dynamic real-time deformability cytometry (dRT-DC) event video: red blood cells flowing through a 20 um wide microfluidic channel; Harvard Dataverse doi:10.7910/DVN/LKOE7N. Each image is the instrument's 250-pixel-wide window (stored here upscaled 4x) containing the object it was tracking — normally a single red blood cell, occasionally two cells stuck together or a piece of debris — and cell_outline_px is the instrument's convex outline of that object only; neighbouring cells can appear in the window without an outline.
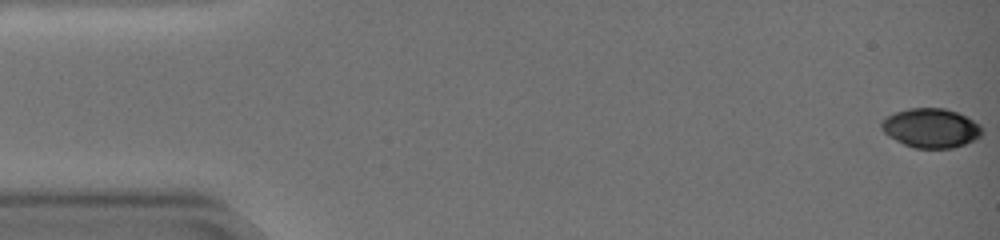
{"species": "common noctule bat (a hibernating species)", "species_latin": "Nyctalus noctula", "temperature_condition": "warm", "stored_images_in_passage": 57, "camera_frame_rate_fps": 3000, "um_per_image_px": 0.085, "animal": {"sex": "female", "body_mass_g": 19.0, "forearm_length_mm": 51.5}, "frame": {"image": 1, "passage_image": 1, "time_ms": 0.0, "image_size_px": [1000, 240], "cell_outline_px": [[984, 132], [976, 140], [952, 148], [916, 148], [904, 144], [888, 136], [880, 128], [880, 120], [896, 112], [908, 108], [944, 108], [956, 112], [980, 124]], "centroid_in_image_um": [79.12, 10.89], "position_along_channel_um": 5.9, "area_um2": 23.06}}
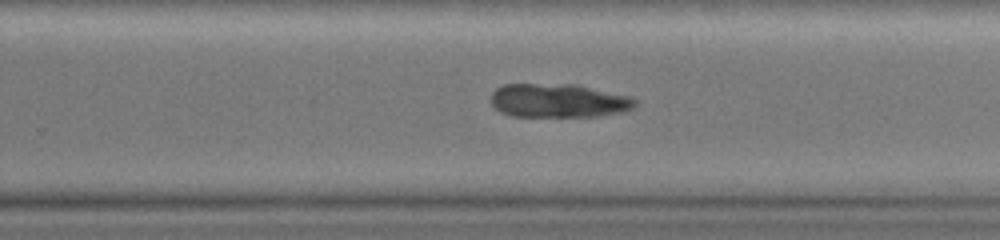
{"frame": {"image": 2, "passage_image": 38, "time_ms": 12.333, "image_size_px": [1000, 240], "cell_outline_px": [[636, 104], [632, 108], [624, 112], [596, 116], [508, 116], [500, 112], [492, 104], [492, 92], [496, 88], [504, 84], [576, 84], [632, 96], [636, 100]], "centroid_in_image_um": [47.49, 8.55], "position_along_channel_um": 282.3, "area_um2": 28.55}}
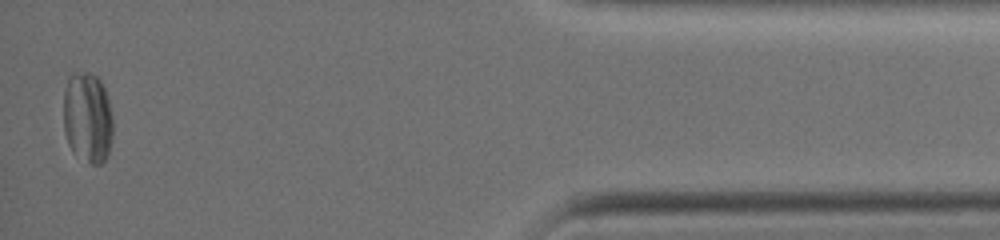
{"frame": {"image": 3, "passage_image": 56, "time_ms": 18.333, "image_size_px": [1000, 240], "cell_outline_px": [[112, 140], [108, 156], [100, 164], [92, 164], [72, 152], [68, 144], [64, 132], [64, 88], [68, 76], [72, 72], [88, 72], [96, 76], [100, 80], [104, 88], [108, 100], [112, 116]], "centroid_in_image_um": [7.43, 9.98], "position_along_channel_um": 427.8, "area_um2": 26.47}, "authors_computed_cell_mechanics": {"area_um2": 27.6862, "velocity_mm_per_s": 3.4237, "shape_relaxation_time_tau1_ms": 9.9577, "shape_relaxation_time_tau2_ms": 5.8162, "deformation_change_tau1": 0.1495, "deformation_change_tau2": 0.0713}}